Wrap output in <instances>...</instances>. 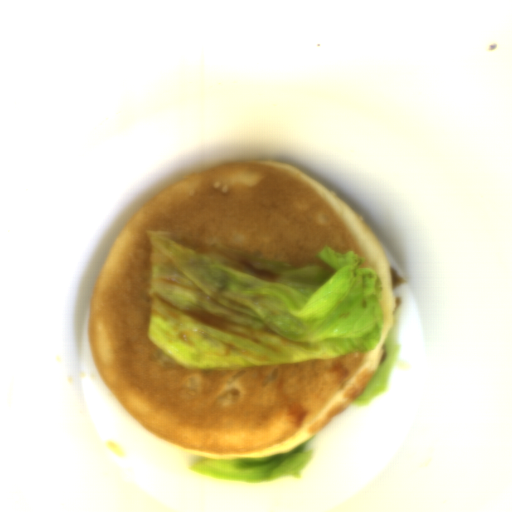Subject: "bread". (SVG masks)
I'll return each mask as SVG.
<instances>
[{"label":"bread","instance_id":"1","mask_svg":"<svg viewBox=\"0 0 512 512\" xmlns=\"http://www.w3.org/2000/svg\"><path fill=\"white\" fill-rule=\"evenodd\" d=\"M175 232L289 267L327 245L356 251L383 286L381 341L368 353L253 367L186 370L147 337V230ZM395 291L370 225L305 173L275 160L193 171L139 205L116 233L88 302L87 337L117 401L152 435L201 459H256L319 438L364 394L392 328Z\"/></svg>","mask_w":512,"mask_h":512}]
</instances>
